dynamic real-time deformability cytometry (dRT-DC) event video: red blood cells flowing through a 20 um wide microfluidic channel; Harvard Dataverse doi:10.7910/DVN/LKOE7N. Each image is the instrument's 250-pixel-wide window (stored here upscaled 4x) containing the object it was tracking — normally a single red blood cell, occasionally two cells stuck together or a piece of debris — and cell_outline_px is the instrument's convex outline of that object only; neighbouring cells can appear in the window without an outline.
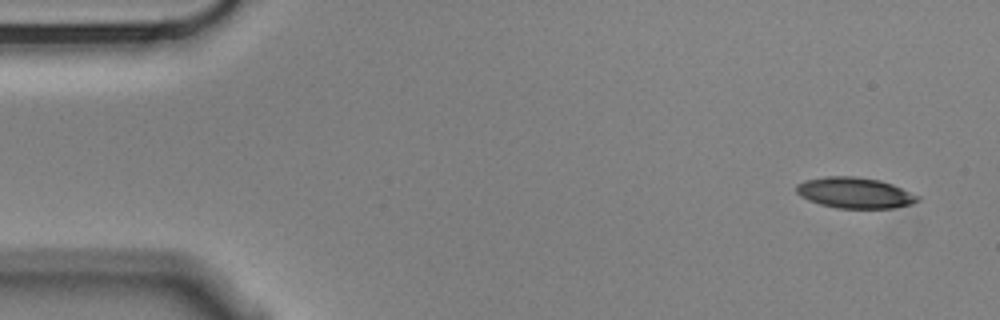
{"species": "Egyptian fruit bat (a non-hibernating species)", "species_latin": "Rousettus aegyptiacus", "temperature_condition": "cold", "stored_images_in_passage": 1, "camera_frame_rate_fps": 3000, "um_per_image_px": 0.085, "animal": {"sex": "male"}, "frame": {"image": 1, "passage_image": 1, "time_ms": 0.0, "image_size_px": [1000, 320], "cell_outline_px": [[908, 200], [900, 204], [836, 204], [828, 180], [864, 180], [884, 184], [892, 188]], "centroid_in_image_um": [73.45, 16.4], "position_along_channel_um": 11.5, "area_um2": 10.81}}